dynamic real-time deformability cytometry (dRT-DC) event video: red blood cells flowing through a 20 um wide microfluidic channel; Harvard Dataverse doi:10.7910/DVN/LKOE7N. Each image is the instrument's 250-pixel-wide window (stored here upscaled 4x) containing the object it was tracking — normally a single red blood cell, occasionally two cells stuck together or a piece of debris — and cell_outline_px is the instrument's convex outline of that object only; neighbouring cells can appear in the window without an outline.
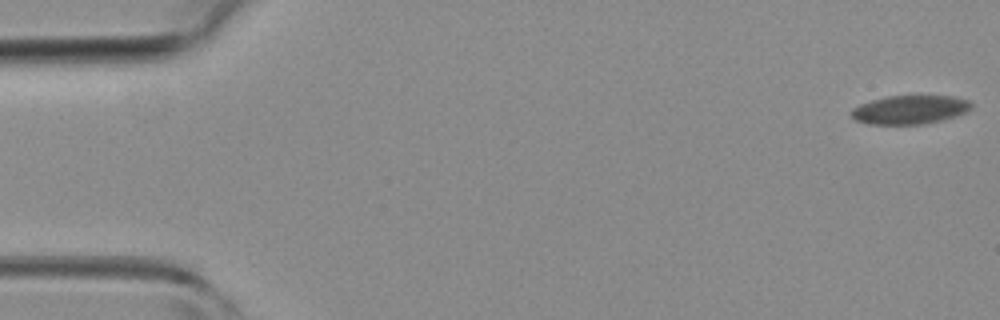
{"species": "common noctule bat (a hibernating species)", "species_latin": "Nyctalus noctula", "temperature_condition": "room temperature", "stored_images_in_passage": 4, "camera_frame_rate_fps": 3000, "um_per_image_px": 0.085, "animal": {"sex": "female", "body_mass_g": 19.3, "forearm_length_mm": 54.1}, "frame": {"image": 1, "passage_image": 4, "time_ms": 3.333, "image_size_px": [1000, 320], "cell_outline_px": [[972, 108], [968, 112], [956, 116], [940, 120], [920, 124], [868, 124], [856, 120], [848, 112], [852, 108], [860, 104], [872, 100], [888, 96], [952, 96], [968, 100], [972, 104]], "centroid_in_image_um": [77.33, 9.32], "position_along_channel_um": 7.7, "area_um2": 20.06}}